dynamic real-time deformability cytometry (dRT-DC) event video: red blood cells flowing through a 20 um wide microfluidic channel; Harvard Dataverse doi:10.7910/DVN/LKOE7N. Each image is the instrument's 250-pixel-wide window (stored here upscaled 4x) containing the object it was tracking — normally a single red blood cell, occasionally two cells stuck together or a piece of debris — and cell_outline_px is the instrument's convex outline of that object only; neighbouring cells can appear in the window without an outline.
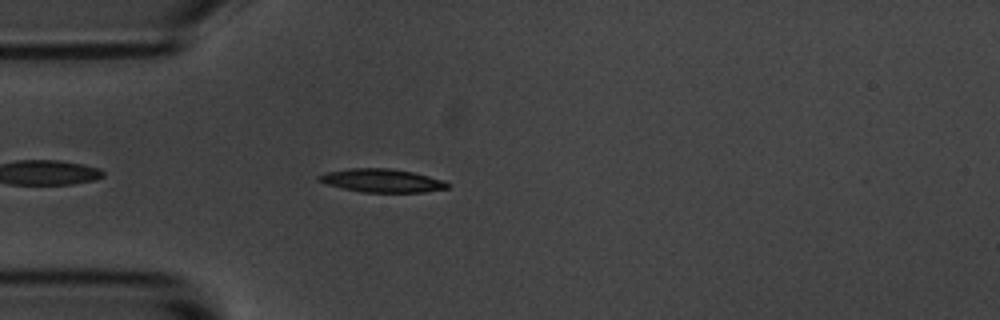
{"species": "common noctule bat (a hibernating species)", "species_latin": "Nyctalus noctula", "temperature_condition": "room temperature", "stored_images_in_passage": 5, "camera_frame_rate_fps": 3000, "um_per_image_px": 0.085, "animal": {"sex": "male", "body_mass_g": 20.1, "forearm_length_mm": 53.5}, "frame": {"image": 1, "passage_image": 5, "time_ms": 4.667, "image_size_px": [1000, 320], "cell_outline_px": [[448, 188], [424, 192], [364, 192], [344, 188], [328, 184], [316, 180], [316, 176], [324, 172], [352, 168], [388, 168], [412, 172], [444, 180], [448, 184]], "centroid_in_image_um": [32.43, 15.34], "position_along_channel_um": 52.6, "area_um2": 17.34}}